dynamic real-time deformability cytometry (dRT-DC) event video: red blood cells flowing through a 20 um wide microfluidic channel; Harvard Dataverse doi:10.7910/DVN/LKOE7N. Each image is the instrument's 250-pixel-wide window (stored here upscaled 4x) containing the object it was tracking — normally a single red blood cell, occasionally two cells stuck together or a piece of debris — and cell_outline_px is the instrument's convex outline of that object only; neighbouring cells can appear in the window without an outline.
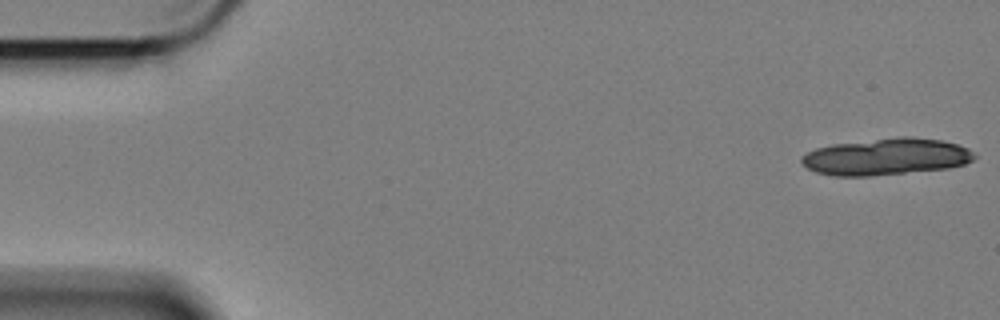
{"species": "Egyptian fruit bat (a non-hibernating species)", "species_latin": "Rousettus aegyptiacus", "temperature_condition": "cold", "stored_images_in_passage": 7, "camera_frame_rate_fps": 3000, "um_per_image_px": 0.085, "animal": {"sex": "female"}, "frame": {"image": 1, "passage_image": 1, "time_ms": 0.0, "image_size_px": [1000, 320], "cell_outline_px": [[976, 156], [972, 160], [964, 164], [948, 168], [872, 176], [832, 176], [816, 172], [808, 168], [800, 160], [808, 152], [816, 148], [832, 144], [904, 136], [940, 140], [956, 144], [968, 148]], "centroid_in_image_um": [75.32, 13.33], "position_along_channel_um": 9.7, "area_um2": 36.7}}